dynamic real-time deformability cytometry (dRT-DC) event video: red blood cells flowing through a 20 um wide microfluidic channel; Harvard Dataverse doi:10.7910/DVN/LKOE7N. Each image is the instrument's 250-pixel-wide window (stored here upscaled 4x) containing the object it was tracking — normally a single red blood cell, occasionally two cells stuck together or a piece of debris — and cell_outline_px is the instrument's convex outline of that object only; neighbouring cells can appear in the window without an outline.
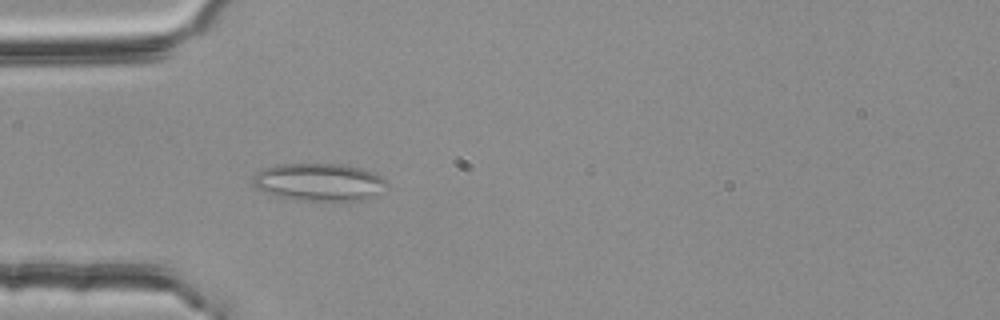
{"species": "common noctule bat (a hibernating species)", "species_latin": "Nyctalus noctula", "temperature_condition": "room temperature", "stored_images_in_passage": 47, "segment_of_instrument_passage": [1, 2], "camera_frame_rate_fps": 3000, "um_per_image_px": 0.085, "animal": {"sex": "female", "body_mass_g": 25.1}, "frame": {"image": 1, "passage_image": 15, "time_ms": 4.667, "image_size_px": [1000, 320], "cell_outline_px": [[388, 188], [376, 196], [368, 200], [292, 200], [276, 196], [264, 192], [256, 188], [252, 180], [252, 176], [256, 172], [264, 168], [276, 164], [344, 164], [360, 168], [372, 172], [388, 180]], "centroid_in_image_um": [27.15, 15.48], "position_along_channel_um": 57.8, "area_um2": 29.82}}